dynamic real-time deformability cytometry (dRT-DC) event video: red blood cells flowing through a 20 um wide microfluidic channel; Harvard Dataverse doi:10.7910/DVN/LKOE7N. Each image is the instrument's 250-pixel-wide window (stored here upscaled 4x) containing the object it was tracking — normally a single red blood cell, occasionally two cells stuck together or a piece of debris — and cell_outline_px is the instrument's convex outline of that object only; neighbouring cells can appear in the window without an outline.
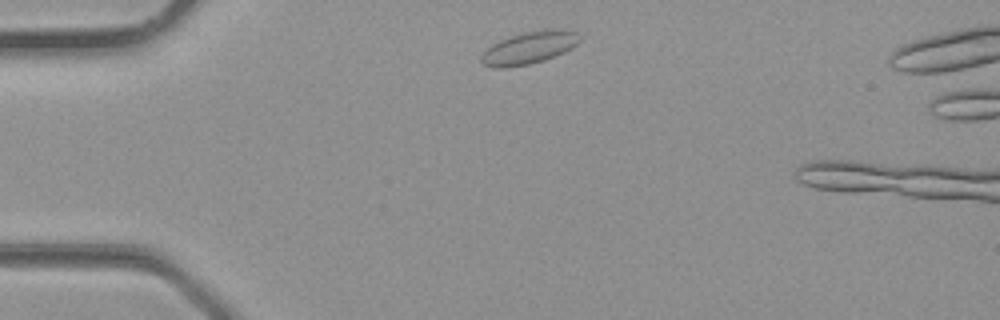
{"species": "common noctule bat (a hibernating species)", "species_latin": "Nyctalus noctula", "temperature_condition": "room temperature", "stored_images_in_passage": 4, "camera_frame_rate_fps": 3000, "um_per_image_px": 0.085, "animal": {"sex": "male", "body_mass_g": 23.1, "forearm_length_mm": 52.7}, "frame": {"image": 1, "passage_image": 1, "time_ms": 0.0, "image_size_px": [1000, 320], "cell_outline_px": [[580, 40], [572, 48], [556, 56], [544, 60], [528, 64], [504, 68], [500, 68], [484, 64], [480, 60], [480, 56], [492, 44], [500, 40], [524, 32], [552, 28], [560, 28], [576, 32]], "centroid_in_image_um": [45.0, 4.05], "position_along_channel_um": 40.0, "area_um2": 18.38}}